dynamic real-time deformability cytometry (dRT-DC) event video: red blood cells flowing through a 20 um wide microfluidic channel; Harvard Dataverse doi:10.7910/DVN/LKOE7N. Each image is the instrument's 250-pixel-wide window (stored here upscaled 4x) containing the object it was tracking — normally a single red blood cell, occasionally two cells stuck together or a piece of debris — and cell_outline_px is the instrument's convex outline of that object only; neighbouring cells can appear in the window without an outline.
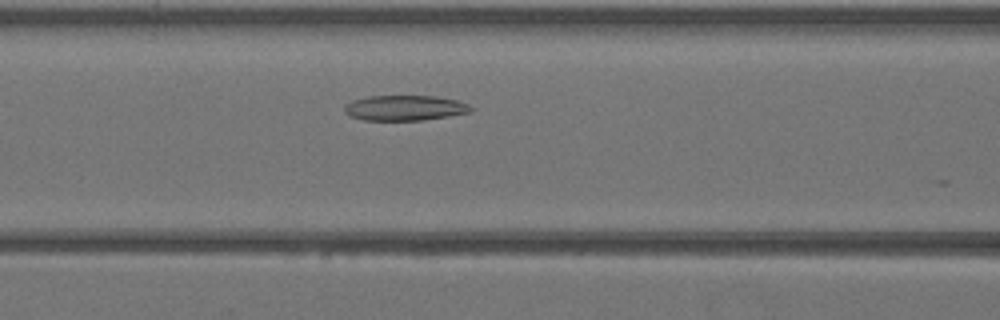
{"species": "Egyptian fruit bat (a non-hibernating species)", "species_latin": "Rousettus aegyptiacus", "temperature_condition": "warm", "stored_images_in_passage": 19, "camera_frame_rate_fps": 3000, "um_per_image_px": 0.085, "animal": {"sex": "female"}, "frame": {"image": 1, "passage_image": 10, "time_ms": 3.0, "image_size_px": [1000, 320], "cell_outline_px": [[476, 108], [472, 112], [448, 116], [420, 120], [364, 120], [348, 116], [344, 112], [344, 108], [352, 100], [368, 96], [436, 96], [456, 100], [468, 104]], "centroid_in_image_um": [34.43, 9.17], "position_along_channel_um": 132.2, "area_um2": 18.67}}
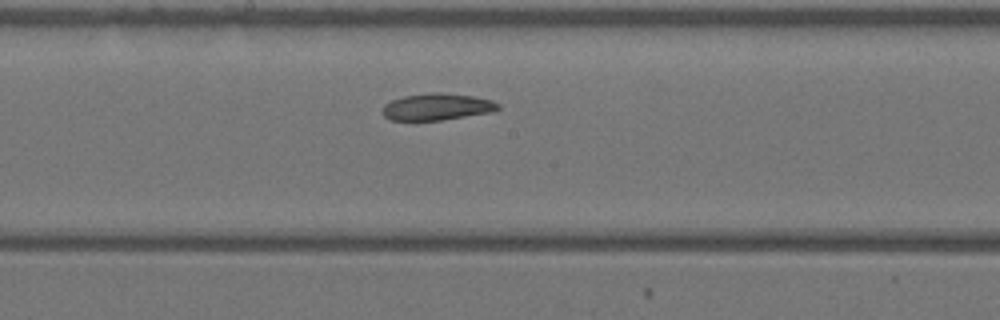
{"frame": {"image": 2, "passage_image": 15, "time_ms": 4.667, "image_size_px": [1000, 320], "cell_outline_px": [[500, 108], [492, 112], [440, 120], [392, 120], [384, 116], [380, 112], [384, 104], [392, 100], [404, 96], [432, 92], [440, 92], [472, 96], [492, 100], [500, 104]], "centroid_in_image_um": [37.13, 9.07], "position_along_channel_um": 211.1, "area_um2": 18.03}}
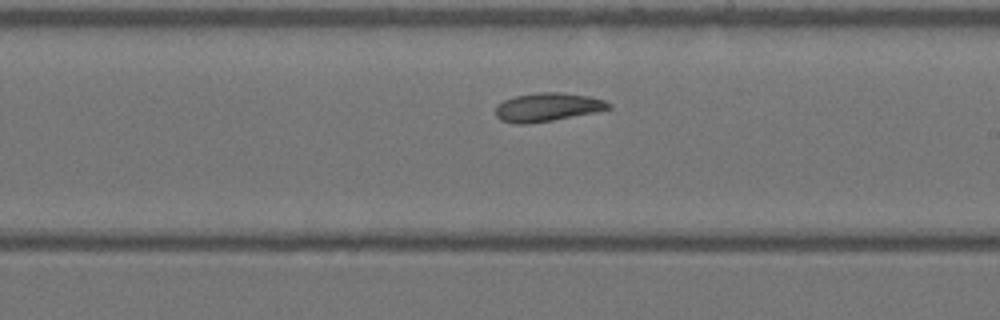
{"frame": {"image": 3, "passage_image": 17, "time_ms": 5.333, "image_size_px": [1000, 320], "cell_outline_px": [[612, 108], [596, 112], [552, 120], [528, 124], [516, 124], [500, 120], [496, 116], [496, 108], [504, 100], [516, 96], [536, 92], [564, 92], [588, 96], [604, 100], [612, 104]], "centroid_in_image_um": [46.56, 9.1], "position_along_channel_um": 242.4, "area_um2": 18.79}}